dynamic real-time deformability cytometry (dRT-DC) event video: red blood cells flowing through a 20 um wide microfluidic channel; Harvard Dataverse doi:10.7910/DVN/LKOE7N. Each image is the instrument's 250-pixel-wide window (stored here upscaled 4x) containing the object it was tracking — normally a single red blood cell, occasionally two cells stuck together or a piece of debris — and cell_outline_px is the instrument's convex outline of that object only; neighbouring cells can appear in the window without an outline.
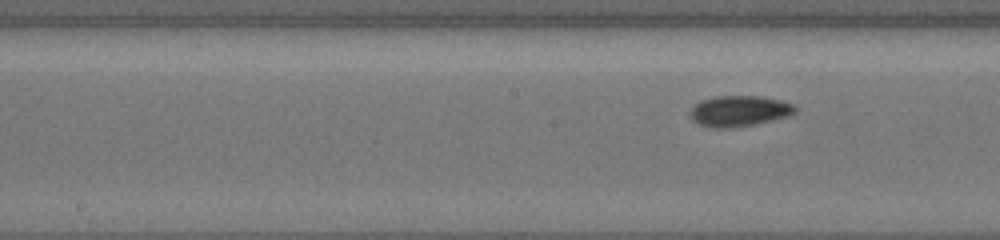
{"species": "common noctule bat (a hibernating species)", "species_latin": "Nyctalus noctula", "temperature_condition": "cold", "stored_images_in_passage": 8, "camera_frame_rate_fps": 3000, "um_per_image_px": 0.085, "animal": {"sex": "female", "body_mass_g": 19.5, "forearm_length_mm": 54.1}, "frame": {"image": 1, "passage_image": 8, "time_ms": 6.667, "image_size_px": [1000, 240], "cell_outline_px": [[796, 112], [788, 116], [772, 120], [752, 124], [728, 128], [716, 128], [696, 124], [692, 120], [688, 112], [700, 100], [716, 96], [764, 96], [796, 104]], "centroid_in_image_um": [62.82, 9.42], "position_along_channel_um": 185.4, "area_um2": 18.96}}